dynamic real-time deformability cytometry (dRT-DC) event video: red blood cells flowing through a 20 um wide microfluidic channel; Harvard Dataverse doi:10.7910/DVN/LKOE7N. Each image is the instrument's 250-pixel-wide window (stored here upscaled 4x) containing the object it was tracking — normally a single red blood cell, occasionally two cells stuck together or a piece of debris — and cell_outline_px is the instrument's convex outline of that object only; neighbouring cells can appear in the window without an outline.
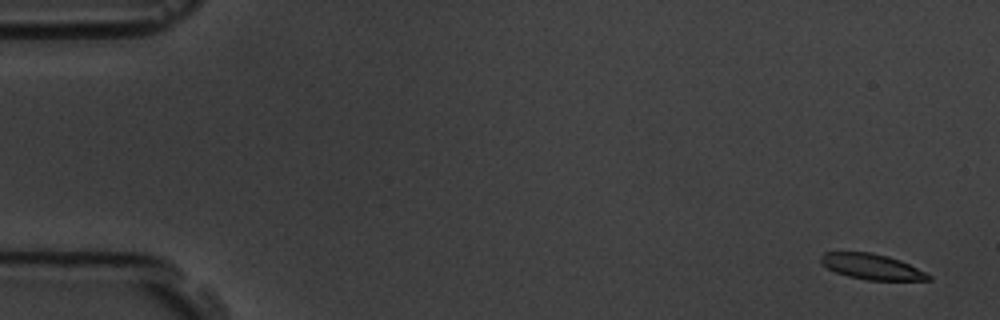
{"species": "common noctule bat (a hibernating species)", "species_latin": "Nyctalus noctula", "temperature_condition": "room temperature", "stored_images_in_passage": 5, "camera_frame_rate_fps": 3000, "um_per_image_px": 0.085, "animal": {"sex": "male", "body_mass_g": 19.5, "forearm_length_mm": 54.6}, "frame": {"image": 1, "passage_image": 1, "time_ms": 0.0, "image_size_px": [1000, 320], "cell_outline_px": [[932, 280], [868, 280], [848, 276], [836, 272], [820, 264], [820, 256], [824, 252], [872, 252], [888, 256], [900, 260], [932, 276]], "centroid_in_image_um": [74.07, 22.66], "position_along_channel_um": 10.9, "area_um2": 15.95}}